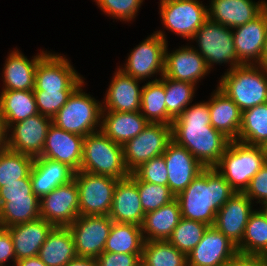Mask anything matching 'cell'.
Here are the masks:
<instances>
[{
  "instance_id": "3957f363",
  "label": "cell",
  "mask_w": 267,
  "mask_h": 266,
  "mask_svg": "<svg viewBox=\"0 0 267 266\" xmlns=\"http://www.w3.org/2000/svg\"><path fill=\"white\" fill-rule=\"evenodd\" d=\"M217 87L241 111L267 103V72L264 66L242 64L222 75Z\"/></svg>"
},
{
  "instance_id": "7bdbcfd3",
  "label": "cell",
  "mask_w": 267,
  "mask_h": 266,
  "mask_svg": "<svg viewBox=\"0 0 267 266\" xmlns=\"http://www.w3.org/2000/svg\"><path fill=\"white\" fill-rule=\"evenodd\" d=\"M108 17L120 21H132L144 0H94Z\"/></svg>"
},
{
  "instance_id": "836d02e7",
  "label": "cell",
  "mask_w": 267,
  "mask_h": 266,
  "mask_svg": "<svg viewBox=\"0 0 267 266\" xmlns=\"http://www.w3.org/2000/svg\"><path fill=\"white\" fill-rule=\"evenodd\" d=\"M143 244L141 226L132 223L113 222L104 252L142 254Z\"/></svg>"
},
{
  "instance_id": "b9f144b4",
  "label": "cell",
  "mask_w": 267,
  "mask_h": 266,
  "mask_svg": "<svg viewBox=\"0 0 267 266\" xmlns=\"http://www.w3.org/2000/svg\"><path fill=\"white\" fill-rule=\"evenodd\" d=\"M137 188L144 213L159 209L175 199L168 186L140 181L137 178Z\"/></svg>"
},
{
  "instance_id": "c3c4849f",
  "label": "cell",
  "mask_w": 267,
  "mask_h": 266,
  "mask_svg": "<svg viewBox=\"0 0 267 266\" xmlns=\"http://www.w3.org/2000/svg\"><path fill=\"white\" fill-rule=\"evenodd\" d=\"M142 254L103 252L96 258L98 266H138Z\"/></svg>"
},
{
  "instance_id": "8992f818",
  "label": "cell",
  "mask_w": 267,
  "mask_h": 266,
  "mask_svg": "<svg viewBox=\"0 0 267 266\" xmlns=\"http://www.w3.org/2000/svg\"><path fill=\"white\" fill-rule=\"evenodd\" d=\"M83 84L84 82L72 92L65 105L52 118V124L64 131L86 137L101 129L102 103L83 92Z\"/></svg>"
},
{
  "instance_id": "7c38bea8",
  "label": "cell",
  "mask_w": 267,
  "mask_h": 266,
  "mask_svg": "<svg viewBox=\"0 0 267 266\" xmlns=\"http://www.w3.org/2000/svg\"><path fill=\"white\" fill-rule=\"evenodd\" d=\"M83 82L66 57L47 52L38 62L33 90L74 91Z\"/></svg>"
},
{
  "instance_id": "ba28073f",
  "label": "cell",
  "mask_w": 267,
  "mask_h": 266,
  "mask_svg": "<svg viewBox=\"0 0 267 266\" xmlns=\"http://www.w3.org/2000/svg\"><path fill=\"white\" fill-rule=\"evenodd\" d=\"M164 31H156L130 52L124 67H120L125 74L146 81L148 78L164 73L165 49L167 46Z\"/></svg>"
},
{
  "instance_id": "f5cc1de1",
  "label": "cell",
  "mask_w": 267,
  "mask_h": 266,
  "mask_svg": "<svg viewBox=\"0 0 267 266\" xmlns=\"http://www.w3.org/2000/svg\"><path fill=\"white\" fill-rule=\"evenodd\" d=\"M65 266H98V264L95 258L77 257L68 262Z\"/></svg>"
},
{
  "instance_id": "44dd1931",
  "label": "cell",
  "mask_w": 267,
  "mask_h": 266,
  "mask_svg": "<svg viewBox=\"0 0 267 266\" xmlns=\"http://www.w3.org/2000/svg\"><path fill=\"white\" fill-rule=\"evenodd\" d=\"M237 59L241 64H258L267 37V8L252 21L232 29Z\"/></svg>"
},
{
  "instance_id": "83f0119b",
  "label": "cell",
  "mask_w": 267,
  "mask_h": 266,
  "mask_svg": "<svg viewBox=\"0 0 267 266\" xmlns=\"http://www.w3.org/2000/svg\"><path fill=\"white\" fill-rule=\"evenodd\" d=\"M211 94L208 106L212 127L223 133L231 141L237 140L241 126L242 111L218 87Z\"/></svg>"
},
{
  "instance_id": "d6986e66",
  "label": "cell",
  "mask_w": 267,
  "mask_h": 266,
  "mask_svg": "<svg viewBox=\"0 0 267 266\" xmlns=\"http://www.w3.org/2000/svg\"><path fill=\"white\" fill-rule=\"evenodd\" d=\"M165 49L164 73L167 78L197 85L211 70L203 56L194 47L183 46L168 52Z\"/></svg>"
},
{
  "instance_id": "484cf974",
  "label": "cell",
  "mask_w": 267,
  "mask_h": 266,
  "mask_svg": "<svg viewBox=\"0 0 267 266\" xmlns=\"http://www.w3.org/2000/svg\"><path fill=\"white\" fill-rule=\"evenodd\" d=\"M54 226L43 218L6 228L13 240L16 261L38 255Z\"/></svg>"
},
{
  "instance_id": "277c9868",
  "label": "cell",
  "mask_w": 267,
  "mask_h": 266,
  "mask_svg": "<svg viewBox=\"0 0 267 266\" xmlns=\"http://www.w3.org/2000/svg\"><path fill=\"white\" fill-rule=\"evenodd\" d=\"M267 162L261 146L230 141L219 163L214 167L236 191L243 193L250 180Z\"/></svg>"
},
{
  "instance_id": "d590c367",
  "label": "cell",
  "mask_w": 267,
  "mask_h": 266,
  "mask_svg": "<svg viewBox=\"0 0 267 266\" xmlns=\"http://www.w3.org/2000/svg\"><path fill=\"white\" fill-rule=\"evenodd\" d=\"M238 254L267 257V219L258 209L249 217Z\"/></svg>"
},
{
  "instance_id": "4fadbf2b",
  "label": "cell",
  "mask_w": 267,
  "mask_h": 266,
  "mask_svg": "<svg viewBox=\"0 0 267 266\" xmlns=\"http://www.w3.org/2000/svg\"><path fill=\"white\" fill-rule=\"evenodd\" d=\"M113 221L108 215L79 216L68 227L72 232L78 257L97 258L104 252Z\"/></svg>"
},
{
  "instance_id": "db71d44e",
  "label": "cell",
  "mask_w": 267,
  "mask_h": 266,
  "mask_svg": "<svg viewBox=\"0 0 267 266\" xmlns=\"http://www.w3.org/2000/svg\"><path fill=\"white\" fill-rule=\"evenodd\" d=\"M14 266H46L38 256L21 259Z\"/></svg>"
},
{
  "instance_id": "74e56055",
  "label": "cell",
  "mask_w": 267,
  "mask_h": 266,
  "mask_svg": "<svg viewBox=\"0 0 267 266\" xmlns=\"http://www.w3.org/2000/svg\"><path fill=\"white\" fill-rule=\"evenodd\" d=\"M38 218H40L39 198H9V201L0 207V220L4 228Z\"/></svg>"
},
{
  "instance_id": "52a82bcc",
  "label": "cell",
  "mask_w": 267,
  "mask_h": 266,
  "mask_svg": "<svg viewBox=\"0 0 267 266\" xmlns=\"http://www.w3.org/2000/svg\"><path fill=\"white\" fill-rule=\"evenodd\" d=\"M191 40L197 42L199 48L194 46V49L203 56L209 70L214 63L230 64L227 71L242 65L237 59L233 33L229 27L207 19Z\"/></svg>"
},
{
  "instance_id": "f35d334b",
  "label": "cell",
  "mask_w": 267,
  "mask_h": 266,
  "mask_svg": "<svg viewBox=\"0 0 267 266\" xmlns=\"http://www.w3.org/2000/svg\"><path fill=\"white\" fill-rule=\"evenodd\" d=\"M34 160L35 158L29 155L9 149L0 150V187L23 178H30Z\"/></svg>"
},
{
  "instance_id": "f1b7e54d",
  "label": "cell",
  "mask_w": 267,
  "mask_h": 266,
  "mask_svg": "<svg viewBox=\"0 0 267 266\" xmlns=\"http://www.w3.org/2000/svg\"><path fill=\"white\" fill-rule=\"evenodd\" d=\"M149 122L141 112H115L102 110L101 131L113 142L124 145L139 135Z\"/></svg>"
},
{
  "instance_id": "5b68a950",
  "label": "cell",
  "mask_w": 267,
  "mask_h": 266,
  "mask_svg": "<svg viewBox=\"0 0 267 266\" xmlns=\"http://www.w3.org/2000/svg\"><path fill=\"white\" fill-rule=\"evenodd\" d=\"M80 171L123 179L130 176L123 146L113 142L101 130L84 138Z\"/></svg>"
},
{
  "instance_id": "f546056e",
  "label": "cell",
  "mask_w": 267,
  "mask_h": 266,
  "mask_svg": "<svg viewBox=\"0 0 267 266\" xmlns=\"http://www.w3.org/2000/svg\"><path fill=\"white\" fill-rule=\"evenodd\" d=\"M181 218L176 198L159 209L146 213L141 226L144 241L168 240Z\"/></svg>"
},
{
  "instance_id": "2e32d148",
  "label": "cell",
  "mask_w": 267,
  "mask_h": 266,
  "mask_svg": "<svg viewBox=\"0 0 267 266\" xmlns=\"http://www.w3.org/2000/svg\"><path fill=\"white\" fill-rule=\"evenodd\" d=\"M237 254L236 245L214 226H208L187 256L188 266H225Z\"/></svg>"
},
{
  "instance_id": "9f6ffc18",
  "label": "cell",
  "mask_w": 267,
  "mask_h": 266,
  "mask_svg": "<svg viewBox=\"0 0 267 266\" xmlns=\"http://www.w3.org/2000/svg\"><path fill=\"white\" fill-rule=\"evenodd\" d=\"M262 206V208L260 207V211L264 214V216L266 217V219H267V204H263V205H261Z\"/></svg>"
},
{
  "instance_id": "8fae6325",
  "label": "cell",
  "mask_w": 267,
  "mask_h": 266,
  "mask_svg": "<svg viewBox=\"0 0 267 266\" xmlns=\"http://www.w3.org/2000/svg\"><path fill=\"white\" fill-rule=\"evenodd\" d=\"M159 5L164 28L187 40L208 19L207 6L200 0H160Z\"/></svg>"
},
{
  "instance_id": "d4e9b609",
  "label": "cell",
  "mask_w": 267,
  "mask_h": 266,
  "mask_svg": "<svg viewBox=\"0 0 267 266\" xmlns=\"http://www.w3.org/2000/svg\"><path fill=\"white\" fill-rule=\"evenodd\" d=\"M47 53L40 51L33 59H28L19 50L14 49L6 57L3 71L2 91L7 90H33L35 83V72L39 60Z\"/></svg>"
},
{
  "instance_id": "9a60e30c",
  "label": "cell",
  "mask_w": 267,
  "mask_h": 266,
  "mask_svg": "<svg viewBox=\"0 0 267 266\" xmlns=\"http://www.w3.org/2000/svg\"><path fill=\"white\" fill-rule=\"evenodd\" d=\"M51 124L52 119L41 114L12 124L8 128V149L33 158L39 157Z\"/></svg>"
},
{
  "instance_id": "d6a6232c",
  "label": "cell",
  "mask_w": 267,
  "mask_h": 266,
  "mask_svg": "<svg viewBox=\"0 0 267 266\" xmlns=\"http://www.w3.org/2000/svg\"><path fill=\"white\" fill-rule=\"evenodd\" d=\"M165 98L164 75L142 86L140 112L149 123L172 124L174 119L167 113Z\"/></svg>"
},
{
  "instance_id": "681fc988",
  "label": "cell",
  "mask_w": 267,
  "mask_h": 266,
  "mask_svg": "<svg viewBox=\"0 0 267 266\" xmlns=\"http://www.w3.org/2000/svg\"><path fill=\"white\" fill-rule=\"evenodd\" d=\"M12 260L15 265L16 257L14 252L13 240L6 228L0 232V266H7L5 263Z\"/></svg>"
},
{
  "instance_id": "7dc6e473",
  "label": "cell",
  "mask_w": 267,
  "mask_h": 266,
  "mask_svg": "<svg viewBox=\"0 0 267 266\" xmlns=\"http://www.w3.org/2000/svg\"><path fill=\"white\" fill-rule=\"evenodd\" d=\"M9 198H38L32 191L30 178H23L18 182L7 183L0 187V207L9 201Z\"/></svg>"
},
{
  "instance_id": "5bb4252c",
  "label": "cell",
  "mask_w": 267,
  "mask_h": 266,
  "mask_svg": "<svg viewBox=\"0 0 267 266\" xmlns=\"http://www.w3.org/2000/svg\"><path fill=\"white\" fill-rule=\"evenodd\" d=\"M78 217L79 190L74 179L40 198V218L53 226L68 227Z\"/></svg>"
},
{
  "instance_id": "ee69618b",
  "label": "cell",
  "mask_w": 267,
  "mask_h": 266,
  "mask_svg": "<svg viewBox=\"0 0 267 266\" xmlns=\"http://www.w3.org/2000/svg\"><path fill=\"white\" fill-rule=\"evenodd\" d=\"M132 173L140 181L168 186V170L163 155L144 162Z\"/></svg>"
},
{
  "instance_id": "4dcf8cb0",
  "label": "cell",
  "mask_w": 267,
  "mask_h": 266,
  "mask_svg": "<svg viewBox=\"0 0 267 266\" xmlns=\"http://www.w3.org/2000/svg\"><path fill=\"white\" fill-rule=\"evenodd\" d=\"M46 266H65L76 259L74 238L69 227L54 226L38 255Z\"/></svg>"
},
{
  "instance_id": "ab89813d",
  "label": "cell",
  "mask_w": 267,
  "mask_h": 266,
  "mask_svg": "<svg viewBox=\"0 0 267 266\" xmlns=\"http://www.w3.org/2000/svg\"><path fill=\"white\" fill-rule=\"evenodd\" d=\"M196 89L195 84L176 81L164 76L166 109L173 119L177 118L192 103Z\"/></svg>"
},
{
  "instance_id": "f907efd6",
  "label": "cell",
  "mask_w": 267,
  "mask_h": 266,
  "mask_svg": "<svg viewBox=\"0 0 267 266\" xmlns=\"http://www.w3.org/2000/svg\"><path fill=\"white\" fill-rule=\"evenodd\" d=\"M225 266H267V257L237 254Z\"/></svg>"
},
{
  "instance_id": "7a4b0ae2",
  "label": "cell",
  "mask_w": 267,
  "mask_h": 266,
  "mask_svg": "<svg viewBox=\"0 0 267 266\" xmlns=\"http://www.w3.org/2000/svg\"><path fill=\"white\" fill-rule=\"evenodd\" d=\"M236 193L214 168H205L175 196L182 218L213 226L217 211Z\"/></svg>"
},
{
  "instance_id": "ac0fdd59",
  "label": "cell",
  "mask_w": 267,
  "mask_h": 266,
  "mask_svg": "<svg viewBox=\"0 0 267 266\" xmlns=\"http://www.w3.org/2000/svg\"><path fill=\"white\" fill-rule=\"evenodd\" d=\"M244 193H235L218 211L214 227L238 246L244 236L250 215L255 211Z\"/></svg>"
},
{
  "instance_id": "91938a15",
  "label": "cell",
  "mask_w": 267,
  "mask_h": 266,
  "mask_svg": "<svg viewBox=\"0 0 267 266\" xmlns=\"http://www.w3.org/2000/svg\"><path fill=\"white\" fill-rule=\"evenodd\" d=\"M3 228L4 227H3L2 221L0 220V232L2 231Z\"/></svg>"
},
{
  "instance_id": "680465c9",
  "label": "cell",
  "mask_w": 267,
  "mask_h": 266,
  "mask_svg": "<svg viewBox=\"0 0 267 266\" xmlns=\"http://www.w3.org/2000/svg\"><path fill=\"white\" fill-rule=\"evenodd\" d=\"M138 266H148L142 260L139 262Z\"/></svg>"
},
{
  "instance_id": "ffe728a7",
  "label": "cell",
  "mask_w": 267,
  "mask_h": 266,
  "mask_svg": "<svg viewBox=\"0 0 267 266\" xmlns=\"http://www.w3.org/2000/svg\"><path fill=\"white\" fill-rule=\"evenodd\" d=\"M84 138L51 124L42 154L39 157L66 164L74 172H78L83 156Z\"/></svg>"
},
{
  "instance_id": "30bf717a",
  "label": "cell",
  "mask_w": 267,
  "mask_h": 266,
  "mask_svg": "<svg viewBox=\"0 0 267 266\" xmlns=\"http://www.w3.org/2000/svg\"><path fill=\"white\" fill-rule=\"evenodd\" d=\"M172 141L171 125L149 123L143 131L123 145L124 162L132 173L144 162L161 156Z\"/></svg>"
},
{
  "instance_id": "cb8c5ba5",
  "label": "cell",
  "mask_w": 267,
  "mask_h": 266,
  "mask_svg": "<svg viewBox=\"0 0 267 266\" xmlns=\"http://www.w3.org/2000/svg\"><path fill=\"white\" fill-rule=\"evenodd\" d=\"M207 6L208 19L231 29L242 26L257 16L266 8L267 2L252 0H211Z\"/></svg>"
},
{
  "instance_id": "11a10c76",
  "label": "cell",
  "mask_w": 267,
  "mask_h": 266,
  "mask_svg": "<svg viewBox=\"0 0 267 266\" xmlns=\"http://www.w3.org/2000/svg\"><path fill=\"white\" fill-rule=\"evenodd\" d=\"M257 65L264 66V67L267 65V37H266V40L264 43V48H263V52L261 55V60Z\"/></svg>"
},
{
  "instance_id": "e0dca14e",
  "label": "cell",
  "mask_w": 267,
  "mask_h": 266,
  "mask_svg": "<svg viewBox=\"0 0 267 266\" xmlns=\"http://www.w3.org/2000/svg\"><path fill=\"white\" fill-rule=\"evenodd\" d=\"M162 155L168 170V187L175 196L185 190L205 169L185 147L173 140Z\"/></svg>"
},
{
  "instance_id": "e575fe53",
  "label": "cell",
  "mask_w": 267,
  "mask_h": 266,
  "mask_svg": "<svg viewBox=\"0 0 267 266\" xmlns=\"http://www.w3.org/2000/svg\"><path fill=\"white\" fill-rule=\"evenodd\" d=\"M267 140V103L242 111L241 126L236 141L261 146Z\"/></svg>"
},
{
  "instance_id": "603a6c76",
  "label": "cell",
  "mask_w": 267,
  "mask_h": 266,
  "mask_svg": "<svg viewBox=\"0 0 267 266\" xmlns=\"http://www.w3.org/2000/svg\"><path fill=\"white\" fill-rule=\"evenodd\" d=\"M140 82L117 68L106 90L105 99L101 102L102 110L128 113L140 111L142 91V87L139 88Z\"/></svg>"
},
{
  "instance_id": "816d5d0a",
  "label": "cell",
  "mask_w": 267,
  "mask_h": 266,
  "mask_svg": "<svg viewBox=\"0 0 267 266\" xmlns=\"http://www.w3.org/2000/svg\"><path fill=\"white\" fill-rule=\"evenodd\" d=\"M8 149V128L0 112V150Z\"/></svg>"
},
{
  "instance_id": "bcb514c9",
  "label": "cell",
  "mask_w": 267,
  "mask_h": 266,
  "mask_svg": "<svg viewBox=\"0 0 267 266\" xmlns=\"http://www.w3.org/2000/svg\"><path fill=\"white\" fill-rule=\"evenodd\" d=\"M251 201L257 204H267V162L250 180L248 187L243 192Z\"/></svg>"
},
{
  "instance_id": "8d00e7d4",
  "label": "cell",
  "mask_w": 267,
  "mask_h": 266,
  "mask_svg": "<svg viewBox=\"0 0 267 266\" xmlns=\"http://www.w3.org/2000/svg\"><path fill=\"white\" fill-rule=\"evenodd\" d=\"M141 260L148 266H188L187 255L168 240L144 241Z\"/></svg>"
},
{
  "instance_id": "4316f807",
  "label": "cell",
  "mask_w": 267,
  "mask_h": 266,
  "mask_svg": "<svg viewBox=\"0 0 267 266\" xmlns=\"http://www.w3.org/2000/svg\"><path fill=\"white\" fill-rule=\"evenodd\" d=\"M74 173L66 164L36 157L30 172L32 191L40 199L58 186L73 180Z\"/></svg>"
},
{
  "instance_id": "f6af8a7d",
  "label": "cell",
  "mask_w": 267,
  "mask_h": 266,
  "mask_svg": "<svg viewBox=\"0 0 267 266\" xmlns=\"http://www.w3.org/2000/svg\"><path fill=\"white\" fill-rule=\"evenodd\" d=\"M39 114L53 118L65 105L73 91L33 90Z\"/></svg>"
},
{
  "instance_id": "7402d4cb",
  "label": "cell",
  "mask_w": 267,
  "mask_h": 266,
  "mask_svg": "<svg viewBox=\"0 0 267 266\" xmlns=\"http://www.w3.org/2000/svg\"><path fill=\"white\" fill-rule=\"evenodd\" d=\"M108 216L113 222L142 226L145 213L137 188V177L133 173L117 181Z\"/></svg>"
},
{
  "instance_id": "6f0895ef",
  "label": "cell",
  "mask_w": 267,
  "mask_h": 266,
  "mask_svg": "<svg viewBox=\"0 0 267 266\" xmlns=\"http://www.w3.org/2000/svg\"><path fill=\"white\" fill-rule=\"evenodd\" d=\"M261 148L267 157V140L261 145Z\"/></svg>"
},
{
  "instance_id": "9c48e42d",
  "label": "cell",
  "mask_w": 267,
  "mask_h": 266,
  "mask_svg": "<svg viewBox=\"0 0 267 266\" xmlns=\"http://www.w3.org/2000/svg\"><path fill=\"white\" fill-rule=\"evenodd\" d=\"M73 179L79 190V216L108 215L119 179L84 171L75 172Z\"/></svg>"
},
{
  "instance_id": "6da1fadb",
  "label": "cell",
  "mask_w": 267,
  "mask_h": 266,
  "mask_svg": "<svg viewBox=\"0 0 267 266\" xmlns=\"http://www.w3.org/2000/svg\"><path fill=\"white\" fill-rule=\"evenodd\" d=\"M172 140L185 147L205 168L215 167L230 139L211 125L208 101L189 105L171 124Z\"/></svg>"
},
{
  "instance_id": "1f68e13d",
  "label": "cell",
  "mask_w": 267,
  "mask_h": 266,
  "mask_svg": "<svg viewBox=\"0 0 267 266\" xmlns=\"http://www.w3.org/2000/svg\"><path fill=\"white\" fill-rule=\"evenodd\" d=\"M0 112L7 128L16 122L39 114L33 90L1 91Z\"/></svg>"
},
{
  "instance_id": "60d3db41",
  "label": "cell",
  "mask_w": 267,
  "mask_h": 266,
  "mask_svg": "<svg viewBox=\"0 0 267 266\" xmlns=\"http://www.w3.org/2000/svg\"><path fill=\"white\" fill-rule=\"evenodd\" d=\"M207 224L181 218L168 241L187 256L203 237Z\"/></svg>"
}]
</instances>
